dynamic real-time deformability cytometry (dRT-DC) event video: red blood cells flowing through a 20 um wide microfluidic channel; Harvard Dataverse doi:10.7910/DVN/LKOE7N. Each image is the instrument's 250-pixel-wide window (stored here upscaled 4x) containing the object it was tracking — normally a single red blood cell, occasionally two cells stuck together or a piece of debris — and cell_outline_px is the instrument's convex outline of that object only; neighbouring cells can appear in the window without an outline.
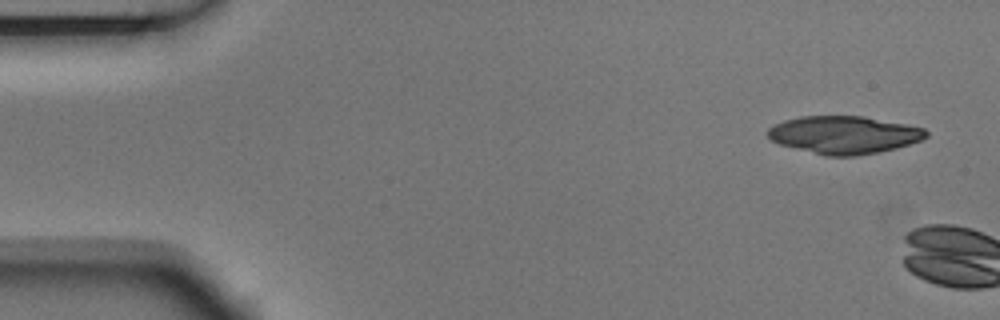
{"species": "Egyptian fruit bat (a non-hibernating species)", "species_latin": "Rousettus aegyptiacus", "temperature_condition": "room temperature", "stored_images_in_passage": 2, "camera_frame_rate_fps": 3000, "um_per_image_px": 0.085, "animal": {"sex": "male"}, "frame": {"image": 1, "passage_image": 1, "time_ms": 0.0, "image_size_px": [1000, 320], "cell_outline_px": [[928, 136], [920, 140], [896, 148], [856, 156], [824, 156], [780, 144], [772, 140], [768, 136], [768, 128], [784, 120], [800, 116], [864, 116], [908, 124], [924, 128], [928, 132]], "centroid_in_image_um": [71.75, 11.45], "position_along_channel_um": 13.2, "area_um2": 34.74}}